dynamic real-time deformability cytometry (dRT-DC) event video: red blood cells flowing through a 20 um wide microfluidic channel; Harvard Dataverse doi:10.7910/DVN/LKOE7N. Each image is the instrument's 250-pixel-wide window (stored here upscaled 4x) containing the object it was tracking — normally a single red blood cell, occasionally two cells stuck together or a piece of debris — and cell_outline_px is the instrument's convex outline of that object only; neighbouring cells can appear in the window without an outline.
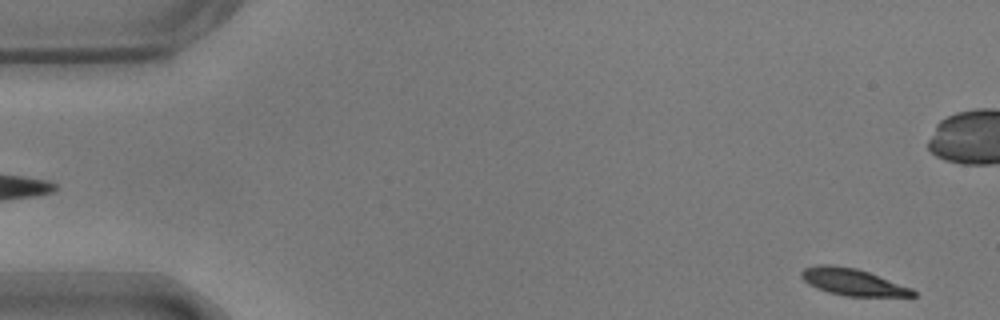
{"species": "common noctule bat (a hibernating species)", "species_latin": "Nyctalus noctula", "temperature_condition": "warm", "stored_images_in_passage": 9, "camera_frame_rate_fps": 3000, "um_per_image_px": 0.085, "animal": {"sex": "male", "body_mass_g": 17.9}, "frame": {"image": 1, "passage_image": 2, "time_ms": 0.333, "image_size_px": [1000, 320], "cell_outline_px": [[916, 296], [844, 296], [828, 292], [816, 288], [808, 284], [800, 276], [800, 272], [804, 268], [820, 264], [828, 264], [856, 268], [868, 272], [912, 288], [916, 292]], "centroid_in_image_um": [72.45, 23.97], "position_along_channel_um": 12.6, "area_um2": 17.4}}